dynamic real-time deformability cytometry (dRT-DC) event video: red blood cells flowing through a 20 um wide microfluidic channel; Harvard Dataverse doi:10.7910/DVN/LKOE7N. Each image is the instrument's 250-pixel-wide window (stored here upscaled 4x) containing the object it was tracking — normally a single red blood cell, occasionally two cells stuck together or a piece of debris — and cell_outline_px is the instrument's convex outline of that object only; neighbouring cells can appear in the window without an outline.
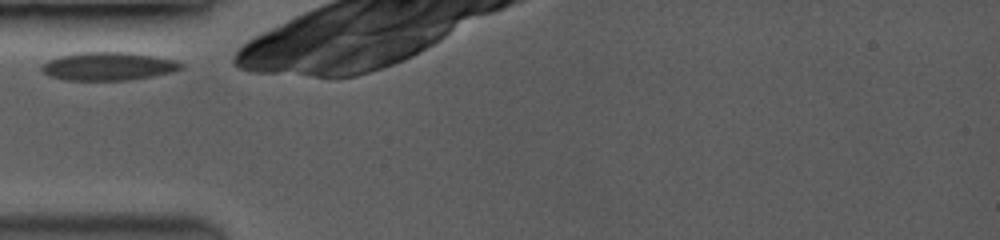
{"species": "common noctule bat (a hibernating species)", "species_latin": "Nyctalus noctula", "temperature_condition": "room temperature", "stored_images_in_passage": 36, "camera_frame_rate_fps": 3500, "um_per_image_px": 0.085, "animal": {"sex": "female", "body_mass_g": 19.0, "forearm_length_mm": 53.3}, "frame": {"image": 1, "passage_image": 1, "time_ms": 0.0, "image_size_px": [1000, 240], "cell_outline_px": [[184, 68], [172, 72], [152, 76], [128, 80], [64, 80], [48, 76], [40, 68], [40, 64], [48, 60], [60, 56], [80, 52], [128, 52], [176, 60], [184, 64]], "centroid_in_image_um": [9.19, 5.63], "position_along_channel_um": 75.8, "area_um2": 23.0}}
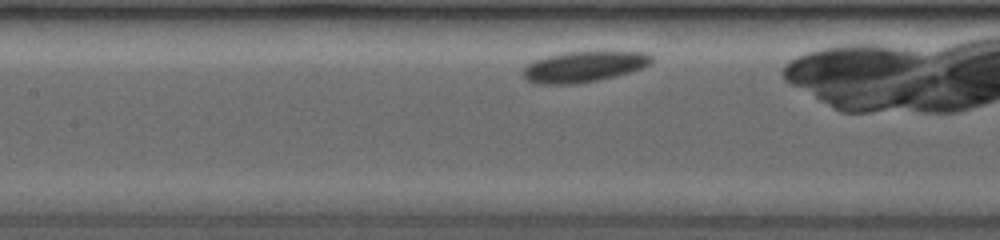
{"frame": {"image": 2, "passage_image": 12, "time_ms": 2.286, "image_size_px": [1000, 240], "cell_outline_px": [[652, 60], [644, 68], [616, 76], [596, 80], [572, 84], [536, 84], [528, 80], [524, 76], [524, 68], [528, 64], [536, 60], [548, 56], [564, 52], [648, 52], [652, 56]], "centroid_in_image_um": [49.65, 5.67], "position_along_channel_um": 157.8, "area_um2": 22.72}}
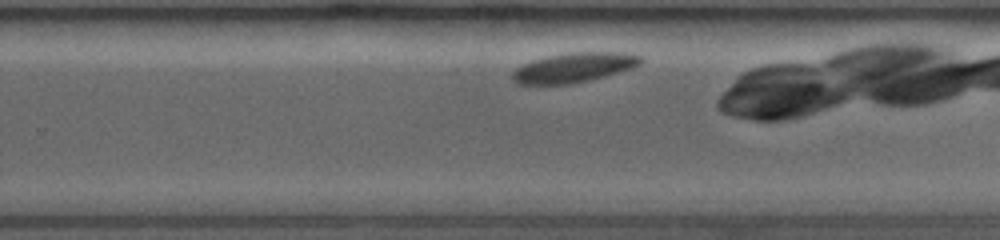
{"frame": {"image": 3, "passage_image": 28, "time_ms": 5.714, "image_size_px": [1000, 240], "cell_outline_px": [[644, 60], [640, 64], [632, 68], [584, 80], [564, 84], [520, 84], [512, 76], [512, 72], [516, 68], [524, 64], [548, 56], [568, 52], [628, 52], [640, 56]], "centroid_in_image_um": [48.81, 5.71], "position_along_channel_um": 281.0, "area_um2": 21.5}}